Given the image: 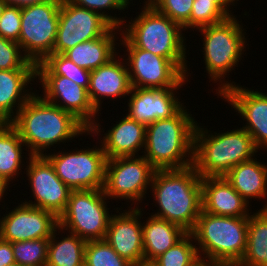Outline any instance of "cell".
Returning <instances> with one entry per match:
<instances>
[{"instance_id": "31", "label": "cell", "mask_w": 267, "mask_h": 266, "mask_svg": "<svg viewBox=\"0 0 267 266\" xmlns=\"http://www.w3.org/2000/svg\"><path fill=\"white\" fill-rule=\"evenodd\" d=\"M191 233H187L173 247L157 257L152 266H199L201 263L195 240ZM194 241V242H193Z\"/></svg>"}, {"instance_id": "3", "label": "cell", "mask_w": 267, "mask_h": 266, "mask_svg": "<svg viewBox=\"0 0 267 266\" xmlns=\"http://www.w3.org/2000/svg\"><path fill=\"white\" fill-rule=\"evenodd\" d=\"M184 106L176 115L146 126L142 155L156 170L183 169L193 165L197 121Z\"/></svg>"}, {"instance_id": "39", "label": "cell", "mask_w": 267, "mask_h": 266, "mask_svg": "<svg viewBox=\"0 0 267 266\" xmlns=\"http://www.w3.org/2000/svg\"><path fill=\"white\" fill-rule=\"evenodd\" d=\"M16 263L13 255L12 243L0 238V266Z\"/></svg>"}, {"instance_id": "2", "label": "cell", "mask_w": 267, "mask_h": 266, "mask_svg": "<svg viewBox=\"0 0 267 266\" xmlns=\"http://www.w3.org/2000/svg\"><path fill=\"white\" fill-rule=\"evenodd\" d=\"M202 177L195 167L156 170L150 186L158 211L151 215L190 233L202 211Z\"/></svg>"}, {"instance_id": "12", "label": "cell", "mask_w": 267, "mask_h": 266, "mask_svg": "<svg viewBox=\"0 0 267 266\" xmlns=\"http://www.w3.org/2000/svg\"><path fill=\"white\" fill-rule=\"evenodd\" d=\"M120 45L127 49L124 56L132 88L176 87L185 73L172 61L135 47L122 33Z\"/></svg>"}, {"instance_id": "24", "label": "cell", "mask_w": 267, "mask_h": 266, "mask_svg": "<svg viewBox=\"0 0 267 266\" xmlns=\"http://www.w3.org/2000/svg\"><path fill=\"white\" fill-rule=\"evenodd\" d=\"M117 33L121 34V29L112 26L103 36L79 43L67 50L64 55L77 66L91 72L106 64L117 54L116 41H119Z\"/></svg>"}, {"instance_id": "9", "label": "cell", "mask_w": 267, "mask_h": 266, "mask_svg": "<svg viewBox=\"0 0 267 266\" xmlns=\"http://www.w3.org/2000/svg\"><path fill=\"white\" fill-rule=\"evenodd\" d=\"M61 0H47L21 8V31L18 43L33 63L53 54L57 37Z\"/></svg>"}, {"instance_id": "23", "label": "cell", "mask_w": 267, "mask_h": 266, "mask_svg": "<svg viewBox=\"0 0 267 266\" xmlns=\"http://www.w3.org/2000/svg\"><path fill=\"white\" fill-rule=\"evenodd\" d=\"M101 137L100 144L107 159L121 156H139L144 150L146 126L136 122L127 114Z\"/></svg>"}, {"instance_id": "17", "label": "cell", "mask_w": 267, "mask_h": 266, "mask_svg": "<svg viewBox=\"0 0 267 266\" xmlns=\"http://www.w3.org/2000/svg\"><path fill=\"white\" fill-rule=\"evenodd\" d=\"M186 80L189 81L185 77L176 87L132 88L128 95L127 115L145 126L173 117L185 106L176 91L183 88Z\"/></svg>"}, {"instance_id": "29", "label": "cell", "mask_w": 267, "mask_h": 266, "mask_svg": "<svg viewBox=\"0 0 267 266\" xmlns=\"http://www.w3.org/2000/svg\"><path fill=\"white\" fill-rule=\"evenodd\" d=\"M57 231L60 233L61 227L58 226L49 238L46 266H84L87 241L70 232L58 240Z\"/></svg>"}, {"instance_id": "33", "label": "cell", "mask_w": 267, "mask_h": 266, "mask_svg": "<svg viewBox=\"0 0 267 266\" xmlns=\"http://www.w3.org/2000/svg\"><path fill=\"white\" fill-rule=\"evenodd\" d=\"M49 239L13 242L15 262L20 266H46Z\"/></svg>"}, {"instance_id": "20", "label": "cell", "mask_w": 267, "mask_h": 266, "mask_svg": "<svg viewBox=\"0 0 267 266\" xmlns=\"http://www.w3.org/2000/svg\"><path fill=\"white\" fill-rule=\"evenodd\" d=\"M117 55L103 66L91 71L88 94L93 106L98 111H101L103 102L101 100L105 97L106 99H116L117 97L119 99L128 96L132 89L128 68L126 62L123 61L124 56L122 58Z\"/></svg>"}, {"instance_id": "6", "label": "cell", "mask_w": 267, "mask_h": 266, "mask_svg": "<svg viewBox=\"0 0 267 266\" xmlns=\"http://www.w3.org/2000/svg\"><path fill=\"white\" fill-rule=\"evenodd\" d=\"M248 218L212 215L202 210L190 232L201 262L238 264L246 251Z\"/></svg>"}, {"instance_id": "15", "label": "cell", "mask_w": 267, "mask_h": 266, "mask_svg": "<svg viewBox=\"0 0 267 266\" xmlns=\"http://www.w3.org/2000/svg\"><path fill=\"white\" fill-rule=\"evenodd\" d=\"M25 158L29 160L26 159L25 174L30 182L32 199L36 202L25 200L23 203L53 212L59 217L66 209L72 190L56 175L53 165L45 156Z\"/></svg>"}, {"instance_id": "35", "label": "cell", "mask_w": 267, "mask_h": 266, "mask_svg": "<svg viewBox=\"0 0 267 266\" xmlns=\"http://www.w3.org/2000/svg\"><path fill=\"white\" fill-rule=\"evenodd\" d=\"M73 4L92 10L94 12L99 13L103 18H105L112 26L118 27L121 29L124 23H126L124 17L118 18L116 14L109 15V11L111 12L114 10H118L121 12L122 10L128 9V4L125 0H69ZM100 10V11H99ZM108 11V12H106Z\"/></svg>"}, {"instance_id": "8", "label": "cell", "mask_w": 267, "mask_h": 266, "mask_svg": "<svg viewBox=\"0 0 267 266\" xmlns=\"http://www.w3.org/2000/svg\"><path fill=\"white\" fill-rule=\"evenodd\" d=\"M107 198L103 189L72 190L65 211L58 217L61 231L86 241L104 240L112 216Z\"/></svg>"}, {"instance_id": "11", "label": "cell", "mask_w": 267, "mask_h": 266, "mask_svg": "<svg viewBox=\"0 0 267 266\" xmlns=\"http://www.w3.org/2000/svg\"><path fill=\"white\" fill-rule=\"evenodd\" d=\"M83 148L70 152L45 153L56 175L71 190L103 189L106 155L99 147Z\"/></svg>"}, {"instance_id": "14", "label": "cell", "mask_w": 267, "mask_h": 266, "mask_svg": "<svg viewBox=\"0 0 267 266\" xmlns=\"http://www.w3.org/2000/svg\"><path fill=\"white\" fill-rule=\"evenodd\" d=\"M111 27L99 13L61 0L53 53L64 54L79 43L103 36Z\"/></svg>"}, {"instance_id": "46", "label": "cell", "mask_w": 267, "mask_h": 266, "mask_svg": "<svg viewBox=\"0 0 267 266\" xmlns=\"http://www.w3.org/2000/svg\"><path fill=\"white\" fill-rule=\"evenodd\" d=\"M135 266H152V265L151 264L144 263V264L135 265Z\"/></svg>"}, {"instance_id": "32", "label": "cell", "mask_w": 267, "mask_h": 266, "mask_svg": "<svg viewBox=\"0 0 267 266\" xmlns=\"http://www.w3.org/2000/svg\"><path fill=\"white\" fill-rule=\"evenodd\" d=\"M85 266H133L122 258L104 240H90L86 242L84 251Z\"/></svg>"}, {"instance_id": "28", "label": "cell", "mask_w": 267, "mask_h": 266, "mask_svg": "<svg viewBox=\"0 0 267 266\" xmlns=\"http://www.w3.org/2000/svg\"><path fill=\"white\" fill-rule=\"evenodd\" d=\"M249 216L246 251L238 266H267V202Z\"/></svg>"}, {"instance_id": "25", "label": "cell", "mask_w": 267, "mask_h": 266, "mask_svg": "<svg viewBox=\"0 0 267 266\" xmlns=\"http://www.w3.org/2000/svg\"><path fill=\"white\" fill-rule=\"evenodd\" d=\"M145 222H142V237L144 263L147 264H151L188 233L181 226L153 215Z\"/></svg>"}, {"instance_id": "4", "label": "cell", "mask_w": 267, "mask_h": 266, "mask_svg": "<svg viewBox=\"0 0 267 266\" xmlns=\"http://www.w3.org/2000/svg\"><path fill=\"white\" fill-rule=\"evenodd\" d=\"M127 23L121 27V33L135 47L172 60L186 78L190 75L186 60V38L180 24L157 11L151 4H144L137 17H131Z\"/></svg>"}, {"instance_id": "18", "label": "cell", "mask_w": 267, "mask_h": 266, "mask_svg": "<svg viewBox=\"0 0 267 266\" xmlns=\"http://www.w3.org/2000/svg\"><path fill=\"white\" fill-rule=\"evenodd\" d=\"M219 98L229 102L246 121L244 128L253 138L256 148L267 149V94L240 85L226 89Z\"/></svg>"}, {"instance_id": "19", "label": "cell", "mask_w": 267, "mask_h": 266, "mask_svg": "<svg viewBox=\"0 0 267 266\" xmlns=\"http://www.w3.org/2000/svg\"><path fill=\"white\" fill-rule=\"evenodd\" d=\"M112 214L105 240L124 259L133 266L144 264L141 207H129Z\"/></svg>"}, {"instance_id": "5", "label": "cell", "mask_w": 267, "mask_h": 266, "mask_svg": "<svg viewBox=\"0 0 267 266\" xmlns=\"http://www.w3.org/2000/svg\"><path fill=\"white\" fill-rule=\"evenodd\" d=\"M197 123L194 132L193 166L203 177L224 176L231 168L248 161L258 152L244 128L210 133Z\"/></svg>"}, {"instance_id": "42", "label": "cell", "mask_w": 267, "mask_h": 266, "mask_svg": "<svg viewBox=\"0 0 267 266\" xmlns=\"http://www.w3.org/2000/svg\"><path fill=\"white\" fill-rule=\"evenodd\" d=\"M8 187H10L9 184L0 177V201L6 196L5 192L8 190Z\"/></svg>"}, {"instance_id": "38", "label": "cell", "mask_w": 267, "mask_h": 266, "mask_svg": "<svg viewBox=\"0 0 267 266\" xmlns=\"http://www.w3.org/2000/svg\"><path fill=\"white\" fill-rule=\"evenodd\" d=\"M21 31V8L6 5L0 17V36L18 43Z\"/></svg>"}, {"instance_id": "44", "label": "cell", "mask_w": 267, "mask_h": 266, "mask_svg": "<svg viewBox=\"0 0 267 266\" xmlns=\"http://www.w3.org/2000/svg\"><path fill=\"white\" fill-rule=\"evenodd\" d=\"M6 7L4 0H0V17L2 16L3 10Z\"/></svg>"}, {"instance_id": "41", "label": "cell", "mask_w": 267, "mask_h": 266, "mask_svg": "<svg viewBox=\"0 0 267 266\" xmlns=\"http://www.w3.org/2000/svg\"><path fill=\"white\" fill-rule=\"evenodd\" d=\"M45 1H47V0H4L6 5L17 6L19 8L31 6L34 4L43 3Z\"/></svg>"}, {"instance_id": "47", "label": "cell", "mask_w": 267, "mask_h": 266, "mask_svg": "<svg viewBox=\"0 0 267 266\" xmlns=\"http://www.w3.org/2000/svg\"><path fill=\"white\" fill-rule=\"evenodd\" d=\"M9 266H20L19 264H17V263H14V264H12V265H9Z\"/></svg>"}, {"instance_id": "43", "label": "cell", "mask_w": 267, "mask_h": 266, "mask_svg": "<svg viewBox=\"0 0 267 266\" xmlns=\"http://www.w3.org/2000/svg\"><path fill=\"white\" fill-rule=\"evenodd\" d=\"M199 266H238L237 264L233 263H207V262H201Z\"/></svg>"}, {"instance_id": "27", "label": "cell", "mask_w": 267, "mask_h": 266, "mask_svg": "<svg viewBox=\"0 0 267 266\" xmlns=\"http://www.w3.org/2000/svg\"><path fill=\"white\" fill-rule=\"evenodd\" d=\"M25 147L18 131L10 123H0V177L9 185L16 176L19 178L24 167L25 155L22 154L28 151Z\"/></svg>"}, {"instance_id": "36", "label": "cell", "mask_w": 267, "mask_h": 266, "mask_svg": "<svg viewBox=\"0 0 267 266\" xmlns=\"http://www.w3.org/2000/svg\"><path fill=\"white\" fill-rule=\"evenodd\" d=\"M193 2L194 0H154L151 5L172 21L180 24L184 30H188Z\"/></svg>"}, {"instance_id": "40", "label": "cell", "mask_w": 267, "mask_h": 266, "mask_svg": "<svg viewBox=\"0 0 267 266\" xmlns=\"http://www.w3.org/2000/svg\"><path fill=\"white\" fill-rule=\"evenodd\" d=\"M205 1H212L227 17H232L235 16L233 13L230 11V5L235 6L234 4L239 1V0H205Z\"/></svg>"}, {"instance_id": "45", "label": "cell", "mask_w": 267, "mask_h": 266, "mask_svg": "<svg viewBox=\"0 0 267 266\" xmlns=\"http://www.w3.org/2000/svg\"><path fill=\"white\" fill-rule=\"evenodd\" d=\"M125 1L127 2L128 5H130L131 4L130 2L133 1V0H130V1L129 0H125ZM153 1L154 0H146V1L144 0L143 2H144V4L147 5V4H151Z\"/></svg>"}, {"instance_id": "26", "label": "cell", "mask_w": 267, "mask_h": 266, "mask_svg": "<svg viewBox=\"0 0 267 266\" xmlns=\"http://www.w3.org/2000/svg\"><path fill=\"white\" fill-rule=\"evenodd\" d=\"M224 177L249 203L252 198H267V165L252 158L231 168Z\"/></svg>"}, {"instance_id": "10", "label": "cell", "mask_w": 267, "mask_h": 266, "mask_svg": "<svg viewBox=\"0 0 267 266\" xmlns=\"http://www.w3.org/2000/svg\"><path fill=\"white\" fill-rule=\"evenodd\" d=\"M156 169L143 156H121L107 159L103 191L108 199L142 203L150 189ZM130 200V201H129ZM139 202V204H138Z\"/></svg>"}, {"instance_id": "34", "label": "cell", "mask_w": 267, "mask_h": 266, "mask_svg": "<svg viewBox=\"0 0 267 266\" xmlns=\"http://www.w3.org/2000/svg\"><path fill=\"white\" fill-rule=\"evenodd\" d=\"M36 69L22 52L19 43L0 36V70Z\"/></svg>"}, {"instance_id": "21", "label": "cell", "mask_w": 267, "mask_h": 266, "mask_svg": "<svg viewBox=\"0 0 267 266\" xmlns=\"http://www.w3.org/2000/svg\"><path fill=\"white\" fill-rule=\"evenodd\" d=\"M202 210L212 215L249 217V203L232 187L224 176L203 177ZM249 209V210H248Z\"/></svg>"}, {"instance_id": "30", "label": "cell", "mask_w": 267, "mask_h": 266, "mask_svg": "<svg viewBox=\"0 0 267 266\" xmlns=\"http://www.w3.org/2000/svg\"><path fill=\"white\" fill-rule=\"evenodd\" d=\"M91 72L77 66L64 54L53 53L36 64V75H61L88 89Z\"/></svg>"}, {"instance_id": "13", "label": "cell", "mask_w": 267, "mask_h": 266, "mask_svg": "<svg viewBox=\"0 0 267 266\" xmlns=\"http://www.w3.org/2000/svg\"><path fill=\"white\" fill-rule=\"evenodd\" d=\"M36 78L41 82L44 92L40 96L45 101L74 115L89 129L90 134L100 136L101 132L104 133L99 120H95L100 112L93 106L88 89L61 75H36Z\"/></svg>"}, {"instance_id": "7", "label": "cell", "mask_w": 267, "mask_h": 266, "mask_svg": "<svg viewBox=\"0 0 267 266\" xmlns=\"http://www.w3.org/2000/svg\"><path fill=\"white\" fill-rule=\"evenodd\" d=\"M242 28V23L235 15L217 24L197 29L200 35L204 36L202 52L208 78L211 82L219 81L217 85L220 84L218 88L216 87L218 96L236 85L233 81L231 83L229 80L225 81V78L228 77L229 72L235 70L243 57L242 54L246 51L247 42L244 36L246 32Z\"/></svg>"}, {"instance_id": "22", "label": "cell", "mask_w": 267, "mask_h": 266, "mask_svg": "<svg viewBox=\"0 0 267 266\" xmlns=\"http://www.w3.org/2000/svg\"><path fill=\"white\" fill-rule=\"evenodd\" d=\"M35 79L36 69L0 70V123H10L35 94L27 88Z\"/></svg>"}, {"instance_id": "37", "label": "cell", "mask_w": 267, "mask_h": 266, "mask_svg": "<svg viewBox=\"0 0 267 266\" xmlns=\"http://www.w3.org/2000/svg\"><path fill=\"white\" fill-rule=\"evenodd\" d=\"M226 18L227 16L212 1L194 0L190 15V28L199 29L222 22Z\"/></svg>"}, {"instance_id": "1", "label": "cell", "mask_w": 267, "mask_h": 266, "mask_svg": "<svg viewBox=\"0 0 267 266\" xmlns=\"http://www.w3.org/2000/svg\"><path fill=\"white\" fill-rule=\"evenodd\" d=\"M10 124L28 149V157L44 156L49 147L64 144L78 135H92L71 113L45 101L38 92L24 104Z\"/></svg>"}, {"instance_id": "16", "label": "cell", "mask_w": 267, "mask_h": 266, "mask_svg": "<svg viewBox=\"0 0 267 266\" xmlns=\"http://www.w3.org/2000/svg\"><path fill=\"white\" fill-rule=\"evenodd\" d=\"M21 203V204H20ZM0 219V238L13 242L49 239L59 226L58 217L50 211L20 201Z\"/></svg>"}]
</instances>
